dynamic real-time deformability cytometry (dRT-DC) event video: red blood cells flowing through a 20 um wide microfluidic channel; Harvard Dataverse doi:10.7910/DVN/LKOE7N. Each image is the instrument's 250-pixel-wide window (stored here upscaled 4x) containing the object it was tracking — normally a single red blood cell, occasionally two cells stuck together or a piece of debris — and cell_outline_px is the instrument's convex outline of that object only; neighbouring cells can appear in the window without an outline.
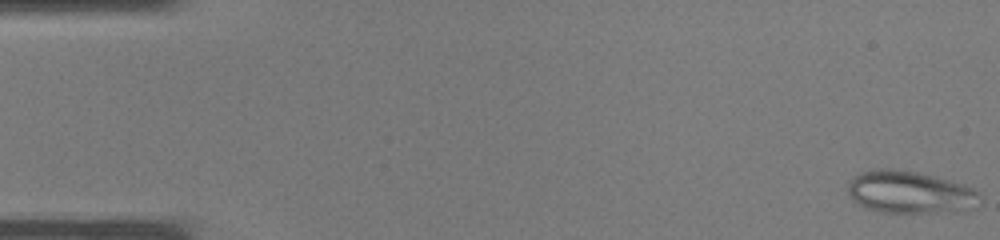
{"species": "common noctule bat (a hibernating species)", "species_latin": "Nyctalus noctula", "temperature_condition": "warm", "stored_images_in_passage": 38, "camera_frame_rate_fps": 3000, "um_per_image_px": 0.085, "animal": {"sex": "male", "body_mass_g": 19.0, "forearm_length_mm": 50.8}, "frame": {"image": 1, "passage_image": 1, "time_ms": 0.0, "image_size_px": [1000, 240], "cell_outline_px": [[984, 200], [976, 208], [936, 212], [880, 212], [864, 208], [852, 200], [848, 192], [848, 180], [852, 176], [860, 172], [876, 168], [892, 168], [916, 172], [964, 184], [980, 192]], "centroid_in_image_um": [77.33, 16.33], "position_along_channel_um": 7.7, "area_um2": 33.0}}
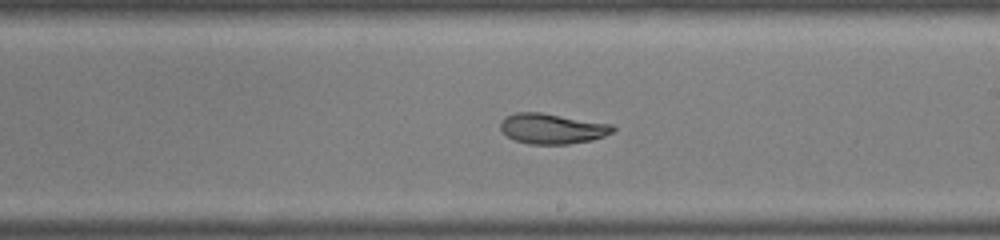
{"frame": {"image": 2, "passage_image": 22, "time_ms": 7.0, "image_size_px": [1000, 240], "cell_outline_px": [[616, 128], [612, 132], [604, 136], [592, 140], [568, 144], [528, 144], [516, 140], [508, 136], [500, 128], [500, 124], [508, 116], [516, 112], [540, 112], [612, 124]], "centroid_in_image_um": [46.97, 10.93], "position_along_channel_um": 242.0, "area_um2": 19.65}}
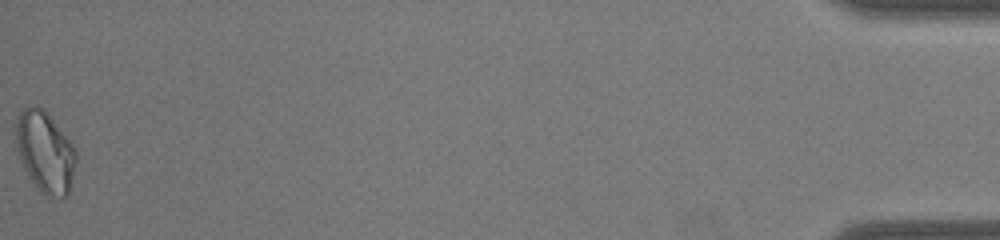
{"frame": {"image": 3, "passage_image": 38, "time_ms": 12.333, "image_size_px": [1000, 240], "cell_outline_px": [[76, 164], [68, 196], [60, 200], [48, 200], [32, 184], [20, 160], [16, 148], [16, 116], [28, 104], [36, 104], [52, 120], [76, 148]], "centroid_in_image_um": [3.83, 13.0], "position_along_channel_um": 431.4, "area_um2": 29.02}}